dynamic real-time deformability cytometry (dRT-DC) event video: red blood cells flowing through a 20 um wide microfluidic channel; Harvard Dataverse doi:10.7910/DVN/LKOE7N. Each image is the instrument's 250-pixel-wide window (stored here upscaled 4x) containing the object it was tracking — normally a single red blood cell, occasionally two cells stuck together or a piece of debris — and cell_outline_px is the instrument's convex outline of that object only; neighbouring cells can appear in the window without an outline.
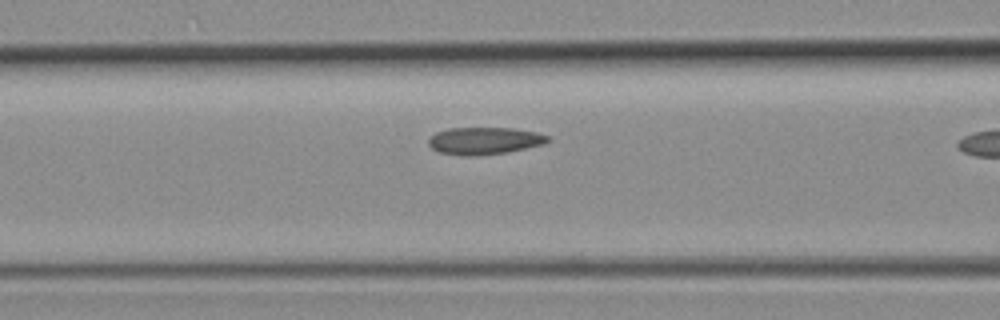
{"species": "common noctule bat (a hibernating species)", "species_latin": "Nyctalus noctula", "temperature_condition": "room temperature", "stored_images_in_passage": 6, "camera_frame_rate_fps": 3000, "um_per_image_px": 0.085, "animal": {"sex": "female", "body_mass_g": 19.3, "forearm_length_mm": 54.1}, "frame": {"image": 1, "passage_image": 5, "time_ms": 1.333, "image_size_px": [1000, 320], "cell_outline_px": [[552, 140], [544, 144], [508, 152], [476, 156], [460, 156], [440, 152], [432, 148], [428, 144], [428, 140], [436, 132], [448, 128], [512, 128], [536, 132], [548, 136]], "centroid_in_image_um": [41.18, 11.97], "position_along_channel_um": 125.4, "area_um2": 19.02}}